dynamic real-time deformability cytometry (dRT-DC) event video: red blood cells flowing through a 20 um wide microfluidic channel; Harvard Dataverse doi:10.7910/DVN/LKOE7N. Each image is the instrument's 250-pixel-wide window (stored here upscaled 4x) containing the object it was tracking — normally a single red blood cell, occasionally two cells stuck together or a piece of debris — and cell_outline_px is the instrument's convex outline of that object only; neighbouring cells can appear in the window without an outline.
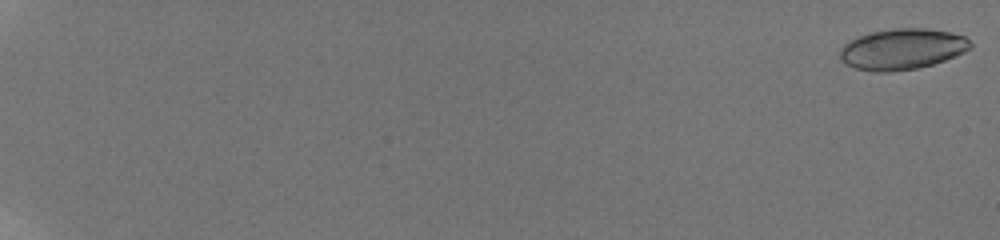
{"species": "human", "species_latin": "Homo sapiens", "temperature_condition": "room temperature", "stored_images_in_passage": 18, "camera_frame_rate_fps": 3000, "um_per_image_px": 0.085, "donor": {"sex": "male"}, "frame": {"image": 1, "passage_image": 1, "time_ms": 0.0, "image_size_px": [1000, 240], "cell_outline_px": [[972, 48], [956, 56], [932, 64], [916, 68], [888, 72], [876, 72], [856, 68], [840, 60], [840, 48], [844, 44], [860, 36], [872, 32], [896, 28], [928, 28], [948, 32], [964, 36], [972, 44]], "centroid_in_image_um": [76.7, 4.17], "position_along_channel_um": 8.3, "area_um2": 30.81}}
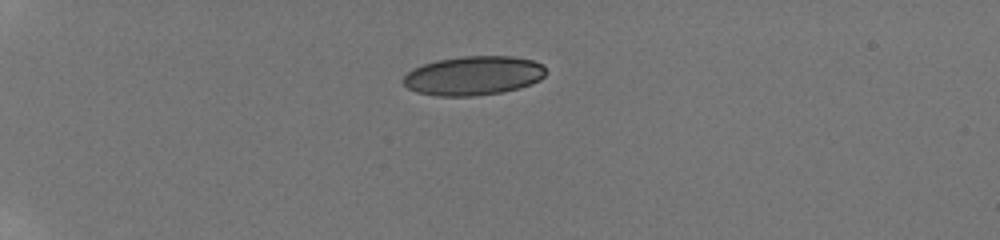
{"frame": {"image": 2, "passage_image": 12, "time_ms": 6.0, "image_size_px": [1000, 240], "cell_outline_px": [[548, 72], [540, 80], [532, 84], [520, 88], [500, 92], [472, 96], [436, 96], [416, 92], [408, 88], [404, 84], [404, 76], [412, 68], [436, 60], [464, 56], [512, 56], [532, 60], [540, 64]], "centroid_in_image_um": [40.25, 6.43], "position_along_channel_um": 44.8, "area_um2": 32.54}}